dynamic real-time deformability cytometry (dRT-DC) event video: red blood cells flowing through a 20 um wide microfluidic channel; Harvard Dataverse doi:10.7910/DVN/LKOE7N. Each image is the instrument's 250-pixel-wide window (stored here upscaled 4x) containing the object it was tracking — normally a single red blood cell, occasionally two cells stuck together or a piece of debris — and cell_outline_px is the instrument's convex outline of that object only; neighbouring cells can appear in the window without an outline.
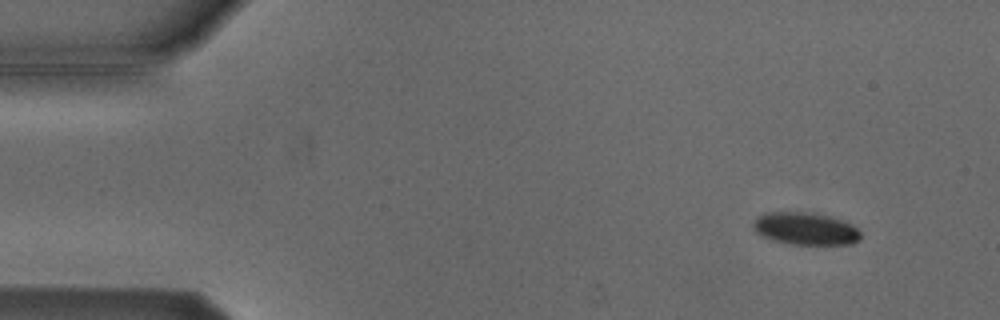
{"species": "Egyptian fruit bat (a non-hibernating species)", "species_latin": "Rousettus aegyptiacus", "temperature_condition": "cold", "stored_images_in_passage": 4, "camera_frame_rate_fps": 3000, "um_per_image_px": 0.085, "animal": {"sex": "male"}, "frame": {"image": 1, "passage_image": 2, "time_ms": 1.0, "image_size_px": [1000, 320], "cell_outline_px": [[860, 240], [852, 244], [788, 244], [772, 240], [760, 236], [752, 228], [752, 224], [756, 216], [764, 212], [812, 212], [828, 216], [852, 224], [860, 232]], "centroid_in_image_um": [68.4, 19.43], "position_along_channel_um": 16.6, "area_um2": 20.52}}